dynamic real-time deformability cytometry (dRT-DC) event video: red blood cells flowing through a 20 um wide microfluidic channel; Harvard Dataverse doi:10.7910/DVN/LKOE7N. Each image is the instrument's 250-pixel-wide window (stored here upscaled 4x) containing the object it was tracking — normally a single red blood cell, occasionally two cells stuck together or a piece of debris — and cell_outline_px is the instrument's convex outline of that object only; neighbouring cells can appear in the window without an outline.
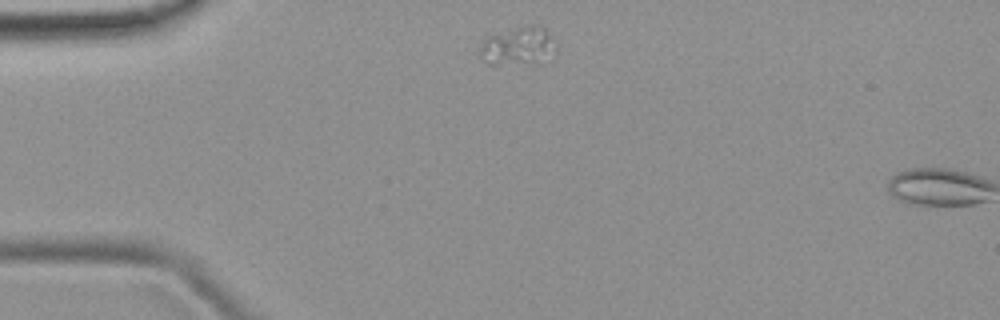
{"species": "common noctule bat (a hibernating species)", "species_latin": "Nyctalus noctula", "temperature_condition": "room temperature", "stored_images_in_passage": 4, "camera_frame_rate_fps": 3000, "um_per_image_px": 0.085, "animal": {"sex": "female", "body_mass_g": 19.9}, "frame": {"image": 1, "passage_image": 4, "time_ms": 3.667, "image_size_px": [1000, 320], "cell_outline_px": [[556, 56], [552, 60], [536, 64], [488, 64], [484, 60], [480, 52], [480, 44], [488, 36], [532, 24], [548, 32], [556, 48]], "centroid_in_image_um": [44.1, 3.98], "position_along_channel_um": 40.9, "area_um2": 17.05}}